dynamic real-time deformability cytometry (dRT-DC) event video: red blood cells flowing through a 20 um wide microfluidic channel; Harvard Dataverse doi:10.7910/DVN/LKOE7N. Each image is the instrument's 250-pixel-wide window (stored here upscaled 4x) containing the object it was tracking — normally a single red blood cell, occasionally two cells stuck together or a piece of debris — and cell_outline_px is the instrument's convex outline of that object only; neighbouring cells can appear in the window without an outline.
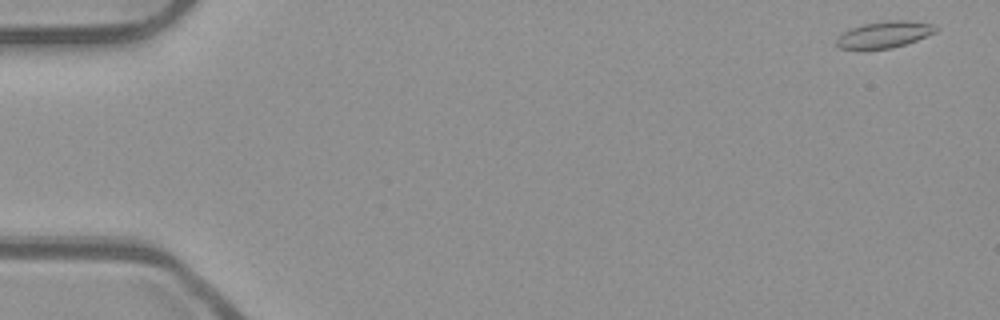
{"species": "common noctule bat (a hibernating species)", "species_latin": "Nyctalus noctula", "temperature_condition": "room temperature", "stored_images_in_passage": 10, "camera_frame_rate_fps": 3000, "um_per_image_px": 0.085, "animal": {"sex": "male", "body_mass_g": 23.1, "forearm_length_mm": 52.7}, "frame": {"image": 1, "passage_image": 1, "time_ms": 0.0, "image_size_px": [1000, 320], "cell_outline_px": [[936, 32], [916, 40], [892, 48], [840, 48], [836, 44], [836, 40], [844, 32], [860, 24], [888, 20], [908, 20], [932, 24], [936, 28]], "centroid_in_image_um": [75.18, 2.91], "position_along_channel_um": 9.8, "area_um2": 14.97}}